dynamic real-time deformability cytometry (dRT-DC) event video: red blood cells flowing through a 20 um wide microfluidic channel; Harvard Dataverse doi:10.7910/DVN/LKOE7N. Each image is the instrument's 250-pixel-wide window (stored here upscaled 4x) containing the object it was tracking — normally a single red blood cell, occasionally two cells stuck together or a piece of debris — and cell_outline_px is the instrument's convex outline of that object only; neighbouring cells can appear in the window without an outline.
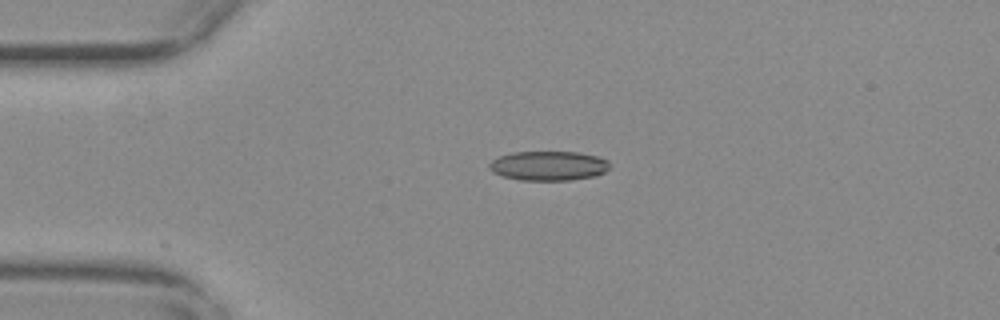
{"species": "common noctule bat (a hibernating species)", "species_latin": "Nyctalus noctula", "temperature_condition": "warm", "stored_images_in_passage": 43, "camera_frame_rate_fps": 3000, "um_per_image_px": 0.085, "animal": {"sex": "female", "body_mass_g": 29.2, "forearm_length_mm": 56.3}, "frame": {"image": 1, "passage_image": 1, "time_ms": 0.0, "image_size_px": [1000, 320], "cell_outline_px": [[608, 168], [604, 172], [596, 176], [568, 180], [520, 180], [504, 176], [492, 172], [488, 168], [488, 164], [492, 160], [500, 156], [512, 152], [580, 152], [596, 156], [608, 160]], "centroid_in_image_um": [46.6, 14.09], "position_along_channel_um": 38.4, "area_um2": 20.63}}
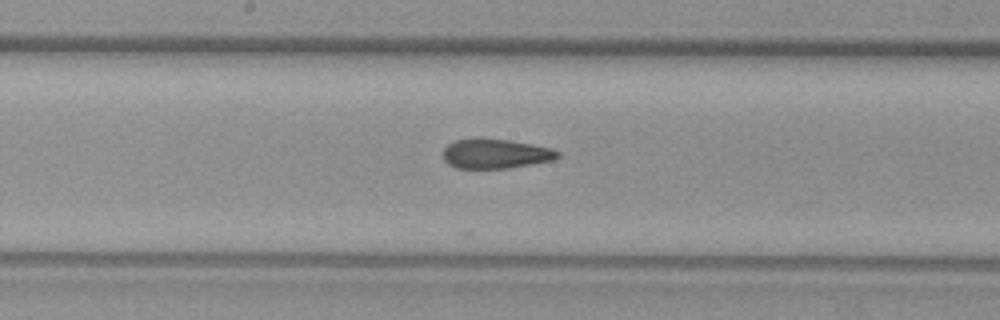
{"frame": {"image": 2, "passage_image": 17, "time_ms": 5.333, "image_size_px": [1000, 320], "cell_outline_px": [[560, 156], [552, 160], [532, 164], [508, 168], [456, 168], [448, 164], [444, 160], [444, 148], [448, 144], [456, 140], [480, 136], [508, 140], [532, 144], [552, 148], [560, 152]], "centroid_in_image_um": [42.1, 13.04], "position_along_channel_um": 206.1, "area_um2": 20.06}}
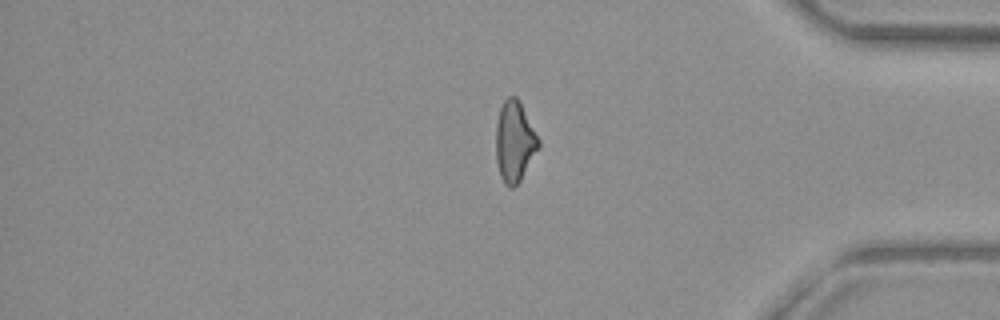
{"frame": {"image": 3, "passage_image": 34, "time_ms": 11.0, "image_size_px": [1000, 320], "cell_outline_px": [[540, 148], [520, 180], [512, 188], [508, 188], [504, 184], [500, 176], [496, 160], [496, 124], [500, 108], [504, 100], [508, 96], [516, 96], [520, 100], [540, 140]], "centroid_in_image_um": [43.75, 12.02], "position_along_channel_um": 391.5, "area_um2": 20.29}, "authors_computed_cell_mechanics": {"area_um2": 20.4034, "velocity_mm_per_s": 3.7259, "shape_relaxation_time_tau1_ms": null, "shape_relaxation_time_tau2_ms": 2.7091, "deformation_change_tau1": null, "deformation_change_tau2": 0.0905}}